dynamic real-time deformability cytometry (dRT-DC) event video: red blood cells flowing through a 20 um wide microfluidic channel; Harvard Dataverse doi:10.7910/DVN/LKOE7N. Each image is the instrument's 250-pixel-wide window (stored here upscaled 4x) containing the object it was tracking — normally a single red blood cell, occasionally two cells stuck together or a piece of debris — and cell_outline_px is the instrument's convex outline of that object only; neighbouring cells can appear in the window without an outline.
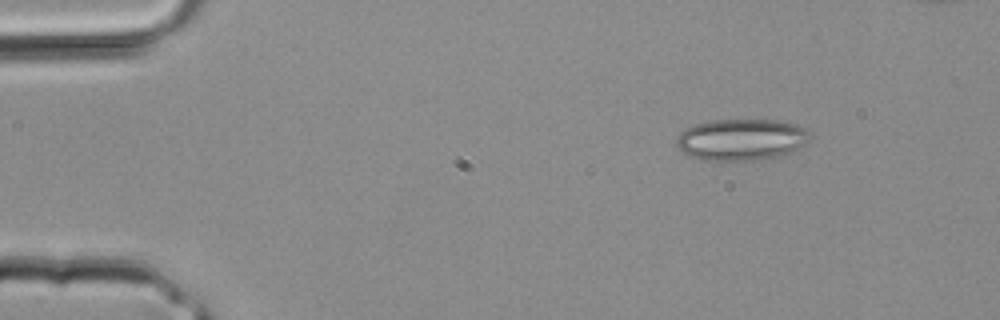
{"species": "common noctule bat (a hibernating species)", "species_latin": "Nyctalus noctula", "temperature_condition": "room temperature", "stored_images_in_passage": 3, "camera_frame_rate_fps": 3000, "um_per_image_px": 0.085, "animal": {"sex": "male", "body_mass_g": 20.4}, "frame": {"image": 1, "passage_image": 1, "time_ms": 0.0, "image_size_px": [1000, 320], "cell_outline_px": [[812, 132], [808, 144], [780, 156], [760, 160], [700, 160], [688, 156], [676, 144], [676, 140], [680, 132], [684, 128], [696, 124], [712, 120], [780, 120], [796, 124]], "centroid_in_image_um": [63.05, 11.86], "position_along_channel_um": 22.0, "area_um2": 32.66}}